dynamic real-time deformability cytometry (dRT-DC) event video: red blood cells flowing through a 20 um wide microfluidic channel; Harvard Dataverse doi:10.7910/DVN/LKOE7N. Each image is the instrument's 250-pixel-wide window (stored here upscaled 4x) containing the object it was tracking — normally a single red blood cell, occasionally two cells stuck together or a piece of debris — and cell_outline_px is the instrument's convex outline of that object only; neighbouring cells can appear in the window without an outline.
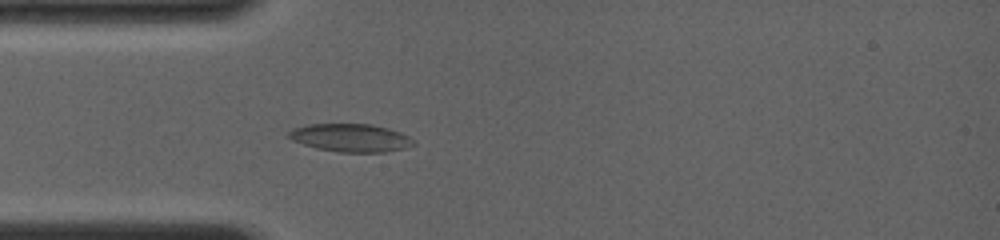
{"species": "common noctule bat (a hibernating species)", "species_latin": "Nyctalus noctula", "temperature_condition": "room temperature", "stored_images_in_passage": 52, "camera_frame_rate_fps": 4000, "um_per_image_px": 0.085, "animal": {"sex": "female", "body_mass_g": 19.0, "forearm_length_mm": 56.7}, "frame": {"image": 1, "passage_image": 7, "time_ms": 1.5, "image_size_px": [1000, 240], "cell_outline_px": [[416, 144], [404, 148], [384, 152], [340, 152], [316, 148], [292, 140], [288, 136], [288, 132], [292, 128], [308, 124], [372, 124], [388, 128], [400, 132], [408, 136]], "centroid_in_image_um": [29.79, 11.7], "position_along_channel_um": 55.2, "area_um2": 20.29}}
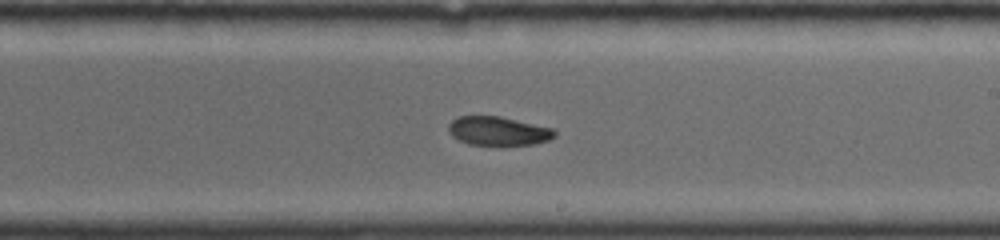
{"frame": {"image": 2, "passage_image": 26, "time_ms": 6.25, "image_size_px": [1000, 240], "cell_outline_px": [[556, 136], [548, 140], [536, 144], [504, 148], [500, 148], [468, 144], [452, 136], [448, 132], [448, 124], [456, 116], [500, 116], [556, 128]], "centroid_in_image_um": [42.39, 11.18], "position_along_channel_um": 246.6, "area_um2": 18.96}}
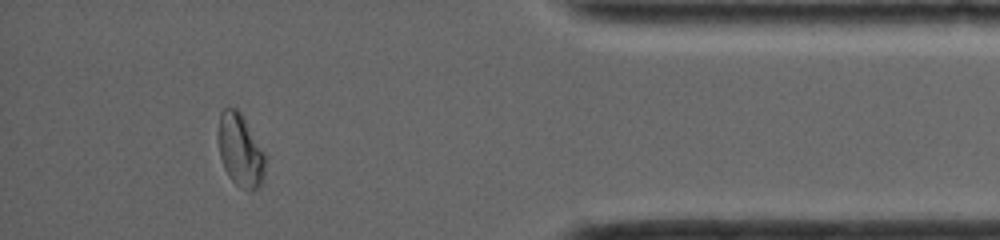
{"frame": {"image": 3, "passage_image": 45, "time_ms": 11.0, "image_size_px": [1000, 240], "cell_outline_px": [[268, 160], [264, 180], [260, 188], [252, 192], [248, 192], [240, 188], [228, 176], [224, 168], [220, 156], [216, 136], [220, 112], [224, 108], [236, 108], [244, 116], [264, 152]], "centroid_in_image_um": [20.45, 12.82], "position_along_channel_um": 414.8, "area_um2": 20.92}, "authors_computed_cell_mechanics": {"area_um2": 19.3052, "velocity_mm_per_s": 4.0902, "shape_relaxation_time_tau1_ms": null, "shape_relaxation_time_tau2_ms": 1.9264, "deformation_change_tau1": null, "deformation_change_tau2": 0.0529}}